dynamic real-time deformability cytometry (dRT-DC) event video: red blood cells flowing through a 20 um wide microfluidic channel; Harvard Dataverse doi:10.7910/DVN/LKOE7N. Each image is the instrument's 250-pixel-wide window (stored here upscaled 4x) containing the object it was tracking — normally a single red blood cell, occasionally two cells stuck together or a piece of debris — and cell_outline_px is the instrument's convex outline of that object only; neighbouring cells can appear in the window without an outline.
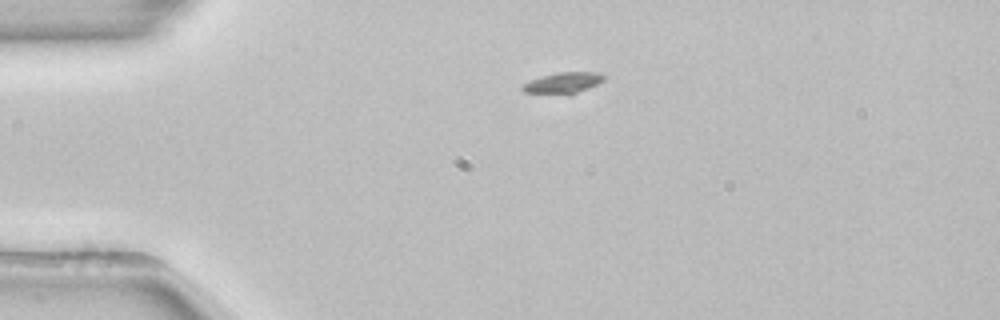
{"species": "common noctule bat (a hibernating species)", "species_latin": "Nyctalus noctula", "temperature_condition": "room temperature", "stored_images_in_passage": 26, "camera_frame_rate_fps": 3000, "um_per_image_px": 0.085, "animal": {"sex": "female", "body_mass_g": 22.7, "forearm_length_mm": 54.2}, "frame": {"image": 1, "passage_image": 7, "time_ms": 2.0, "image_size_px": [1000, 320], "cell_outline_px": [[604, 80], [588, 88], [568, 96], [524, 92], [520, 88], [524, 84], [532, 80], [556, 72], [596, 72], [604, 76]], "centroid_in_image_um": [47.85, 7.07], "position_along_channel_um": 37.2, "area_um2": 10.0}}